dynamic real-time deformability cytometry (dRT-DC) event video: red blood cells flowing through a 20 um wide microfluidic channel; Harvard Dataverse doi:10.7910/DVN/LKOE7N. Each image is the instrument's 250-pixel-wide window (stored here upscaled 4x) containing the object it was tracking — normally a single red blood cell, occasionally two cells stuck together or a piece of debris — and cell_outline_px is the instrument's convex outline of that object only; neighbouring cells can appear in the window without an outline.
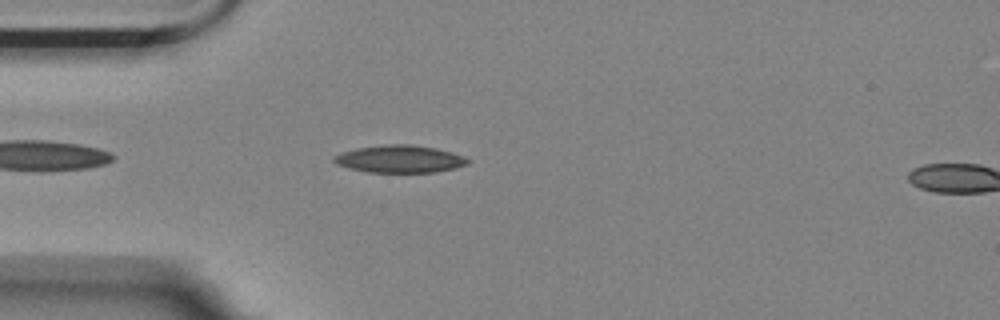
{"species": "Egyptian fruit bat (a non-hibernating species)", "species_latin": "Rousettus aegyptiacus", "temperature_condition": "room temperature", "stored_images_in_passage": 6, "camera_frame_rate_fps": 3000, "um_per_image_px": 0.085, "animal": {"sex": "female"}, "frame": {"image": 1, "passage_image": 4, "time_ms": 1.0, "image_size_px": [1000, 320], "cell_outline_px": [[472, 160], [468, 164], [456, 168], [436, 172], [368, 172], [336, 164], [332, 160], [332, 156], [340, 152], [356, 148], [384, 144], [412, 144], [436, 148], [452, 152], [464, 156]], "centroid_in_image_um": [34.0, 13.5], "position_along_channel_um": 51.0, "area_um2": 21.62}}